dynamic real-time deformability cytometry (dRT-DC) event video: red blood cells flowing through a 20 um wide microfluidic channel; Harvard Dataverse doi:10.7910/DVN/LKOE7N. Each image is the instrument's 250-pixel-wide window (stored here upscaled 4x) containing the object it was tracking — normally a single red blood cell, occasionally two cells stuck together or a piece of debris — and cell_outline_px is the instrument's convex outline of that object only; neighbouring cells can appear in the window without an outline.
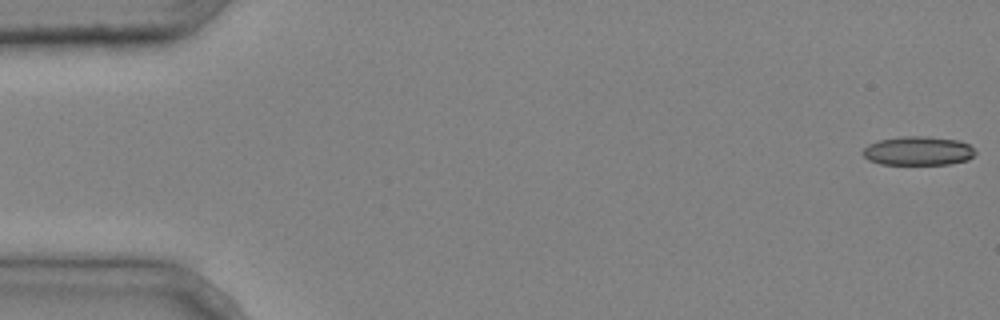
{"species": "common noctule bat (a hibernating species)", "species_latin": "Nyctalus noctula", "temperature_condition": "cold", "stored_images_in_passage": 6, "camera_frame_rate_fps": 3000, "um_per_image_px": 0.085, "animal": {"sex": "male", "body_mass_g": 20.4}, "frame": {"image": 1, "passage_image": 1, "time_ms": 0.0, "image_size_px": [1000, 320], "cell_outline_px": [[976, 152], [968, 160], [948, 164], [880, 164], [868, 160], [860, 152], [868, 144], [880, 140], [900, 136], [928, 136], [960, 140], [968, 144]], "centroid_in_image_um": [78.02, 12.82], "position_along_channel_um": 7.0, "area_um2": 19.07}}
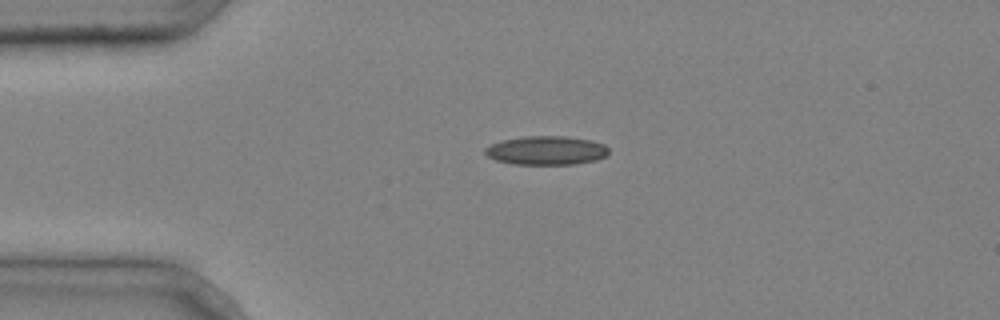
{"frame": {"image": 2, "passage_image": 4, "time_ms": 1.0, "image_size_px": [1000, 320], "cell_outline_px": [[608, 156], [596, 160], [576, 164], [512, 164], [496, 160], [488, 156], [484, 152], [484, 148], [500, 140], [524, 136], [568, 136], [592, 140], [604, 144], [608, 148]], "centroid_in_image_um": [46.45, 12.78], "position_along_channel_um": 38.5, "area_um2": 20.98}}